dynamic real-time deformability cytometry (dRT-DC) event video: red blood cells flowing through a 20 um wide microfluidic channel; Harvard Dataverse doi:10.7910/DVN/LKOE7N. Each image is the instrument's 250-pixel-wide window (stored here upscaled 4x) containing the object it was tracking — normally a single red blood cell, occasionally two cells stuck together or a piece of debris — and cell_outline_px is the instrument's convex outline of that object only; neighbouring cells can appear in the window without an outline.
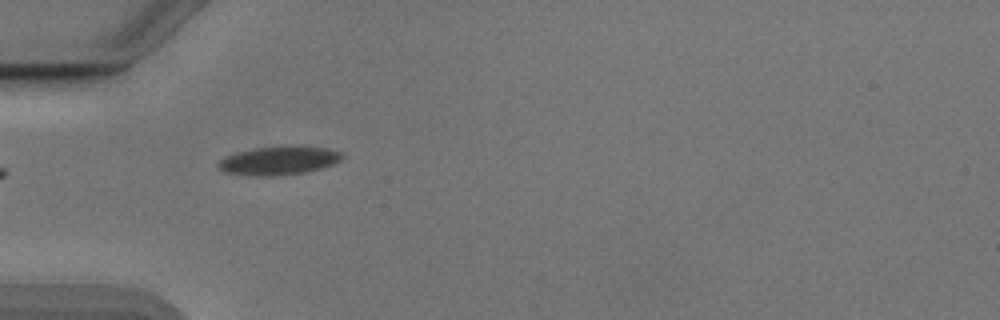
{"species": "Egyptian fruit bat (a non-hibernating species)", "species_latin": "Rousettus aegyptiacus", "temperature_condition": "cold", "stored_images_in_passage": 4, "camera_frame_rate_fps": 3000, "um_per_image_px": 0.085, "animal": {"sex": "male"}, "frame": {"image": 1, "passage_image": 1, "time_ms": 0.0, "image_size_px": [1000, 320], "cell_outline_px": [[344, 156], [340, 160], [332, 164], [320, 168], [304, 172], [268, 176], [264, 176], [224, 172], [216, 168], [216, 164], [220, 160], [236, 152], [256, 148], [328, 148], [340, 152]], "centroid_in_image_um": [23.64, 13.68], "position_along_channel_um": 61.4, "area_um2": 19.59}}